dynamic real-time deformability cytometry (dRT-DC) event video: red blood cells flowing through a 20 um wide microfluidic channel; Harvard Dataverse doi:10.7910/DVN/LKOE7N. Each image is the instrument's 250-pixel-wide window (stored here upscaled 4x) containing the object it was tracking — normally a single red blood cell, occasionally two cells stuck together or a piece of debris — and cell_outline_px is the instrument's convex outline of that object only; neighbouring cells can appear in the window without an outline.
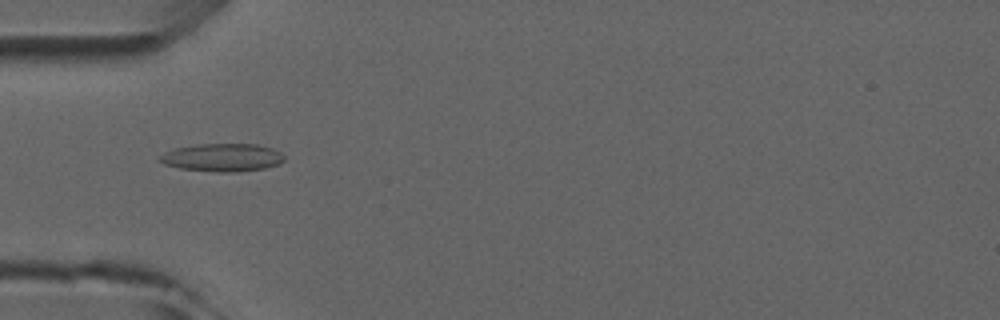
{"species": "common noctule bat (a hibernating species)", "species_latin": "Nyctalus noctula", "temperature_condition": "room temperature", "stored_images_in_passage": 3, "camera_frame_rate_fps": 3000, "um_per_image_px": 0.085, "animal": {"sex": "male", "forearm_length_mm": 52.5}, "frame": {"image": 1, "passage_image": 3, "time_ms": 2.333, "image_size_px": [1000, 320], "cell_outline_px": [[284, 160], [280, 164], [264, 168], [236, 172], [216, 172], [180, 168], [164, 164], [156, 160], [156, 156], [164, 152], [176, 148], [196, 144], [256, 144], [272, 148], [280, 152], [284, 156]], "centroid_in_image_um": [18.86, 13.39], "position_along_channel_um": 66.1, "area_um2": 20.46}}